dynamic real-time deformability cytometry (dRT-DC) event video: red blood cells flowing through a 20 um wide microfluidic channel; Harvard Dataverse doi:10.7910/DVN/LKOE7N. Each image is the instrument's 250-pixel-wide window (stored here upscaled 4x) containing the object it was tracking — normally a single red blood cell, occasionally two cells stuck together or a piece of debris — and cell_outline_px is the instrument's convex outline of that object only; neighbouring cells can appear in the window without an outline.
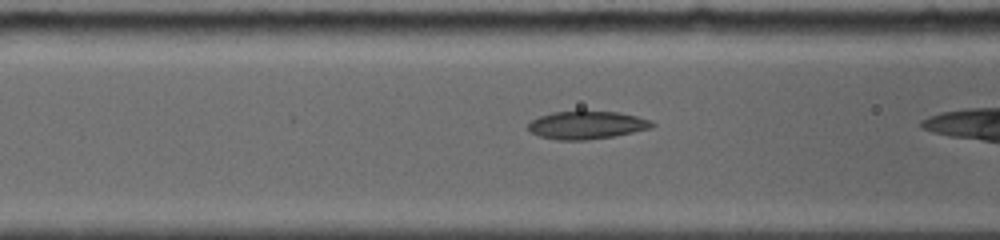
{"species": "common noctule bat (a hibernating species)", "species_latin": "Nyctalus noctula", "temperature_condition": "room temperature", "stored_images_in_passage": 19, "camera_frame_rate_fps": 5000, "um_per_image_px": 0.085, "animal": {"sex": "female", "body_mass_g": 19.0, "forearm_length_mm": 56.7}, "frame": {"image": 1, "passage_image": 6, "time_ms": 2.0, "image_size_px": [1000, 240], "cell_outline_px": [[656, 124], [652, 128], [612, 136], [584, 140], [560, 140], [540, 136], [532, 132], [528, 128], [528, 124], [532, 120], [540, 116], [552, 112], [620, 112], [652, 120]], "centroid_in_image_um": [49.91, 10.63], "position_along_channel_um": 116.7, "area_um2": 19.83}}
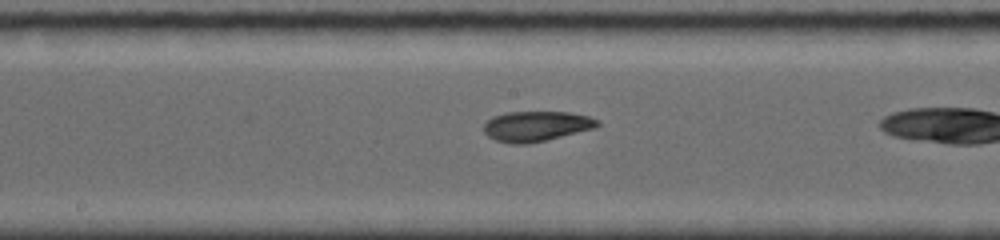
{"frame": {"image": 2, "passage_image": 11, "time_ms": 4.2, "image_size_px": [1000, 240], "cell_outline_px": [[600, 124], [596, 128], [544, 140], [524, 144], [512, 144], [496, 140], [488, 136], [484, 132], [484, 124], [492, 116], [508, 112], [568, 112], [588, 116], [600, 120]], "centroid_in_image_um": [45.59, 10.72], "position_along_channel_um": 202.6, "area_um2": 19.88}}
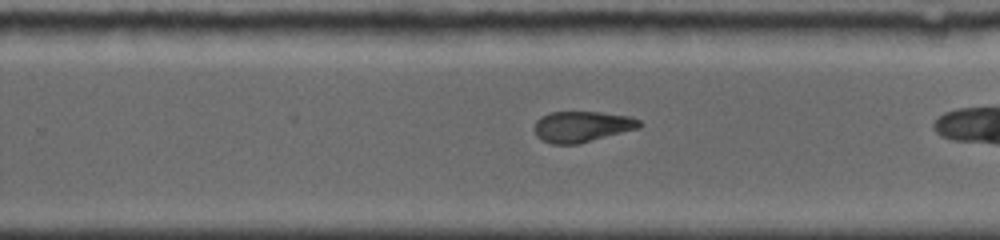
{"frame": {"image": 3, "passage_image": 16, "time_ms": 6.2, "image_size_px": [1000, 240], "cell_outline_px": [[640, 128], [576, 144], [552, 144], [536, 136], [532, 128], [536, 120], [540, 116], [552, 112], [600, 112], [632, 116], [640, 120]], "centroid_in_image_um": [49.44, 10.75], "position_along_channel_um": 280.4, "area_um2": 18.96}}